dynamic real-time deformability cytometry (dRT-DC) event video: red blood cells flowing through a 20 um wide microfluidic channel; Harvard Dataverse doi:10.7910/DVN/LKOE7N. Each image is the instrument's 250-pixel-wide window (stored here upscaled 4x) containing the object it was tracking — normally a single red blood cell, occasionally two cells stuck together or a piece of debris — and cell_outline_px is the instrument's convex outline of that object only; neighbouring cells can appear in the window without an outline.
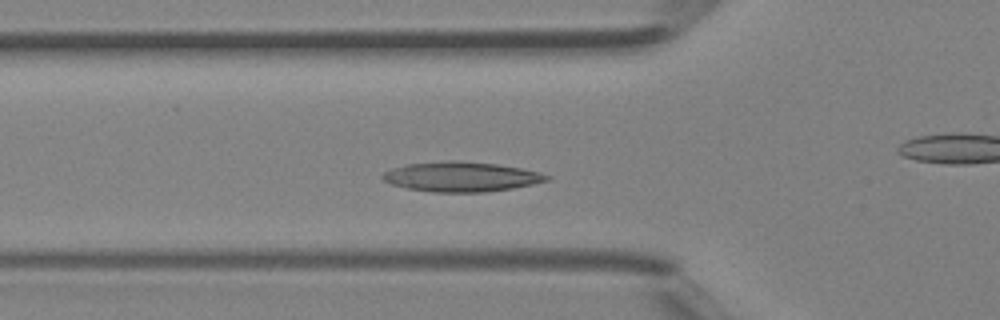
{"species": "Egyptian fruit bat (a non-hibernating species)", "species_latin": "Rousettus aegyptiacus", "temperature_condition": "room temperature", "stored_images_in_passage": 38, "camera_frame_rate_fps": 3000, "um_per_image_px": 0.085, "animal": {"sex": "female"}, "frame": {"image": 1, "passage_image": 9, "time_ms": 2.667, "image_size_px": [1000, 320], "cell_outline_px": [[552, 180], [512, 188], [484, 192], [432, 192], [408, 188], [392, 184], [384, 180], [380, 176], [384, 172], [392, 168], [408, 164], [448, 160], [452, 160], [496, 164], [520, 168], [540, 172], [552, 176]], "centroid_in_image_um": [39.23, 15.02], "position_along_channel_um": 86.6, "area_um2": 28.44}}
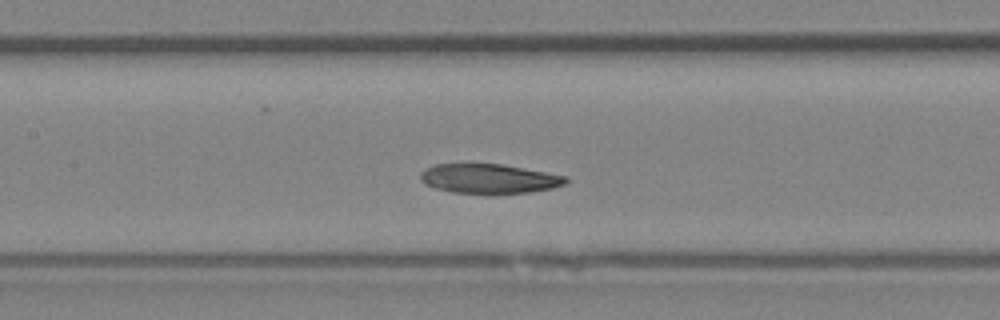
{"frame": {"image": 2, "passage_image": 14, "time_ms": 4.333, "image_size_px": [1000, 320], "cell_outline_px": [[568, 180], [564, 184], [552, 188], [528, 192], [452, 192], [436, 188], [424, 184], [420, 180], [420, 172], [424, 168], [436, 164], [500, 164], [568, 176]], "centroid_in_image_um": [41.53, 15.16], "position_along_channel_um": 165.9, "area_um2": 24.45}}
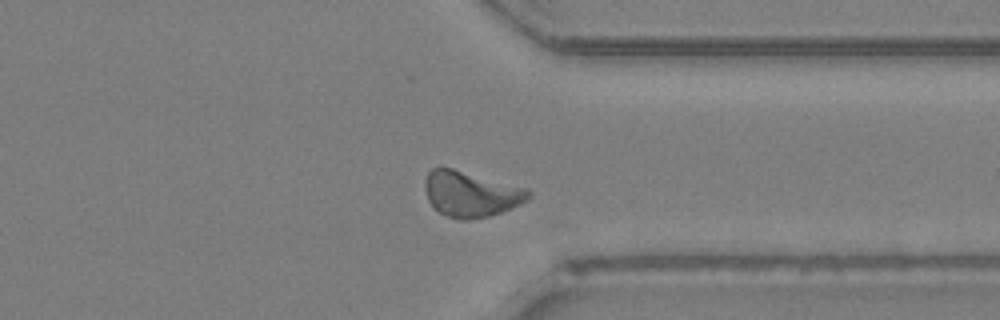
{"frame": {"image": 3, "passage_image": 27, "time_ms": 8.667, "image_size_px": [1000, 320], "cell_outline_px": [[532, 200], [512, 208], [488, 216], [468, 220], [460, 220], [448, 216], [440, 212], [428, 200], [424, 188], [424, 180], [428, 172], [432, 168], [452, 168], [528, 188], [532, 192]], "centroid_in_image_um": [40.07, 16.49], "position_along_channel_um": 371.3, "area_um2": 27.69}}